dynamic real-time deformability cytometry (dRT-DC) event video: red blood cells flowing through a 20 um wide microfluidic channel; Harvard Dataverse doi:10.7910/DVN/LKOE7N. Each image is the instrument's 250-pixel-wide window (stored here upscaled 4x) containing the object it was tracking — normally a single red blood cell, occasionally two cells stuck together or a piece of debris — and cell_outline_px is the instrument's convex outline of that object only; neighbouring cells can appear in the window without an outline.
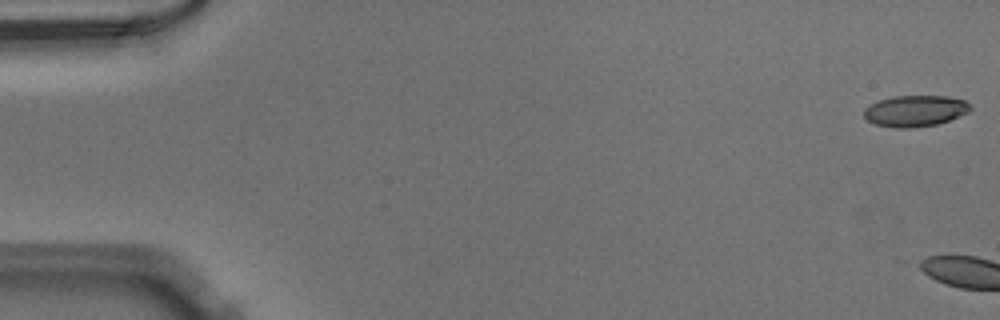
{"species": "Egyptian fruit bat (a non-hibernating species)", "species_latin": "Rousettus aegyptiacus", "temperature_condition": "warm", "stored_images_in_passage": 4, "camera_frame_rate_fps": 3000, "um_per_image_px": 0.085, "animal": {"sex": "male"}, "frame": {"image": 1, "passage_image": 1, "time_ms": 0.0, "image_size_px": [1000, 320], "cell_outline_px": [[972, 108], [968, 112], [948, 120], [936, 124], [912, 128], [892, 128], [876, 124], [868, 120], [864, 116], [864, 108], [868, 104], [892, 96], [948, 96], [964, 100]], "centroid_in_image_um": [77.75, 9.42], "position_along_channel_um": 7.3, "area_um2": 19.31}}